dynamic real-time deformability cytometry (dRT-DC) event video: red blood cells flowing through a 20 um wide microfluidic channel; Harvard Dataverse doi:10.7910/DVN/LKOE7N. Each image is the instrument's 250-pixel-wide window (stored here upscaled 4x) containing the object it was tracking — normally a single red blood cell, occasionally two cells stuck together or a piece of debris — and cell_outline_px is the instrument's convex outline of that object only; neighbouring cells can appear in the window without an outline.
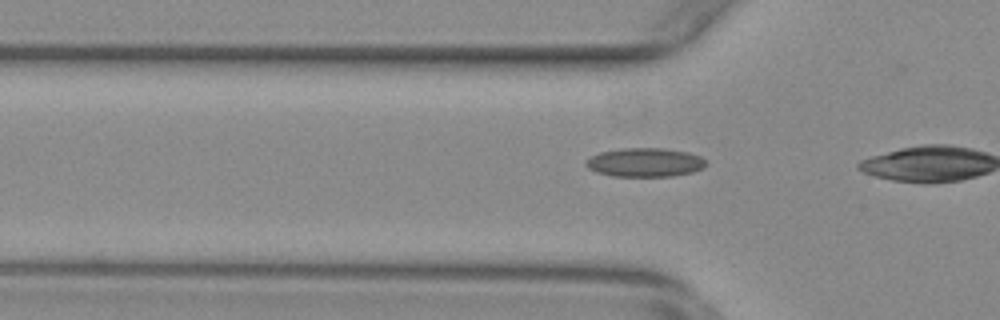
{"species": "common noctule bat (a hibernating species)", "species_latin": "Nyctalus noctula", "temperature_condition": "warm", "stored_images_in_passage": 13, "camera_frame_rate_fps": 3000, "um_per_image_px": 0.085, "animal": {"sex": "female", "body_mass_g": 29.2, "forearm_length_mm": 56.3}, "frame": {"image": 1, "passage_image": 11, "time_ms": 3.333, "image_size_px": [1000, 320], "cell_outline_px": [[704, 164], [700, 168], [692, 172], [672, 176], [612, 176], [596, 172], [588, 168], [584, 164], [592, 156], [600, 152], [620, 148], [664, 148], [688, 152], [700, 156], [704, 160]], "centroid_in_image_um": [54.78, 13.8], "position_along_channel_um": 71.0, "area_um2": 20.0}}